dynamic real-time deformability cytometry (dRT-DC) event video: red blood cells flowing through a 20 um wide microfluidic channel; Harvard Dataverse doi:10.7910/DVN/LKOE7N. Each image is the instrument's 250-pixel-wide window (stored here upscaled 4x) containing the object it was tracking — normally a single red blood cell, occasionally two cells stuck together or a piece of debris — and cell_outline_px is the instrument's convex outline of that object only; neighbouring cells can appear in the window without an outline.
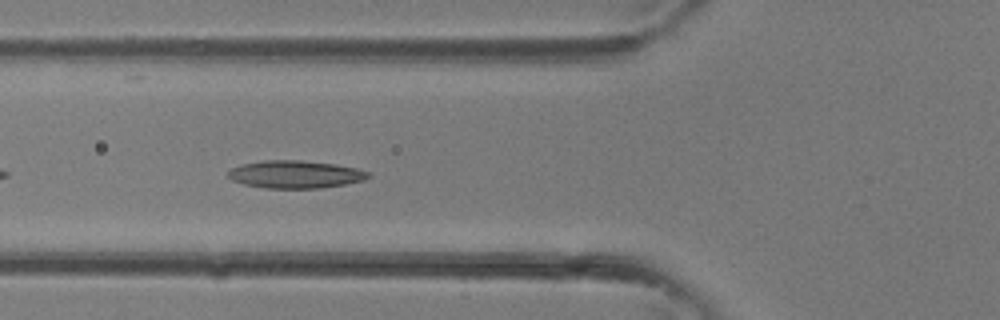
{"species": "common noctule bat (a hibernating species)", "species_latin": "Nyctalus noctula", "temperature_condition": "room temperature", "stored_images_in_passage": 37, "camera_frame_rate_fps": 3000, "um_per_image_px": 0.085, "animal": {"sex": "female"}, "frame": {"image": 1, "passage_image": 14, "time_ms": 4.333, "image_size_px": [1000, 320], "cell_outline_px": [[372, 176], [364, 180], [344, 184], [320, 188], [268, 188], [244, 184], [232, 180], [228, 176], [228, 172], [232, 168], [240, 164], [264, 160], [300, 160], [336, 164], [356, 168], [368, 172]], "centroid_in_image_um": [25.1, 14.81], "position_along_channel_um": 100.7, "area_um2": 22.54}}
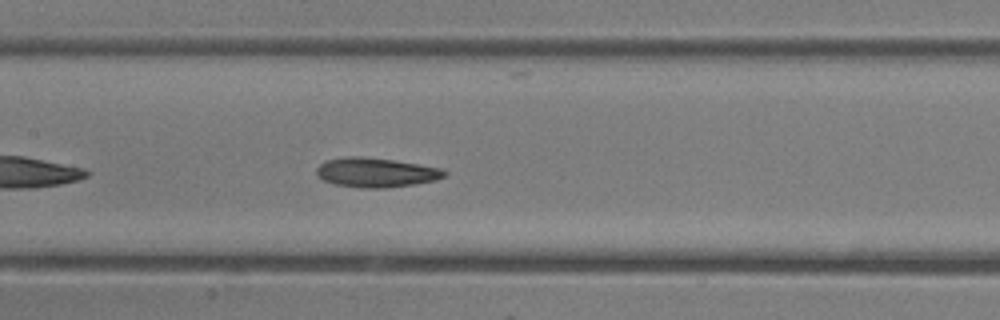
{"frame": {"image": 2, "passage_image": 18, "time_ms": 5.667, "image_size_px": [1000, 320], "cell_outline_px": [[448, 172], [444, 176], [436, 180], [388, 188], [360, 188], [336, 184], [324, 180], [316, 176], [316, 168], [324, 160], [344, 156], [360, 156], [392, 160], [440, 168]], "centroid_in_image_um": [31.9, 14.66], "position_along_channel_um": 175.5, "area_um2": 21.91}}
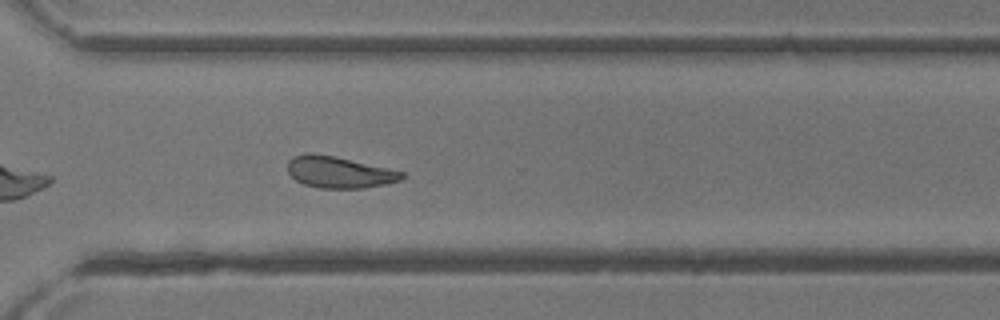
{"frame": {"image": 3, "passage_image": 27, "time_ms": 8.667, "image_size_px": [1000, 320], "cell_outline_px": [[404, 176], [400, 180], [384, 184], [364, 188], [320, 188], [304, 184], [296, 180], [288, 172], [288, 160], [292, 156], [304, 152], [312, 152], [336, 156], [388, 168], [404, 172]], "centroid_in_image_um": [28.79, 14.61], "position_along_channel_um": 341.8, "area_um2": 21.1}}